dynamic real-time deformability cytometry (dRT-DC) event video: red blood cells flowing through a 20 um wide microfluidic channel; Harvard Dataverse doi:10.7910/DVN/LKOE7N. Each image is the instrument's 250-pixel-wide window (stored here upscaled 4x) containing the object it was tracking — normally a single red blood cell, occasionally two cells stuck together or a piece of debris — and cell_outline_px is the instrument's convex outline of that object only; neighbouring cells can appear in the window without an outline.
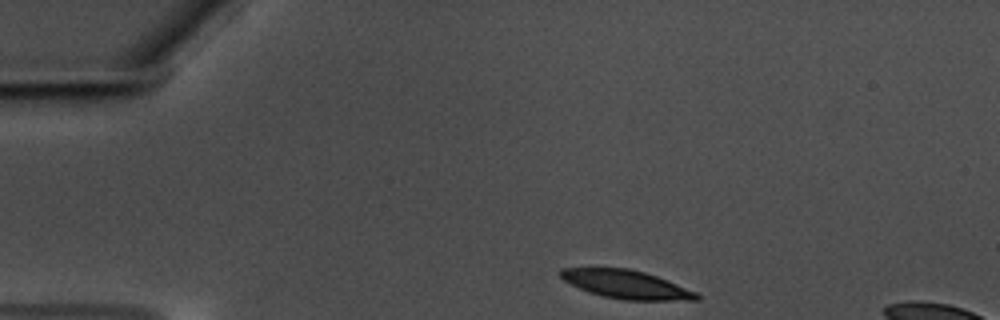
{"species": "common noctule bat (a hibernating species)", "species_latin": "Nyctalus noctula", "temperature_condition": "warm", "stored_images_in_passage": 38, "camera_frame_rate_fps": 3000, "um_per_image_px": 0.085, "animal": {"sex": "male", "body_mass_g": 17.5, "forearm_length_mm": 52.3}, "frame": {"image": 1, "passage_image": 1, "time_ms": 0.0, "image_size_px": [1000, 320], "cell_outline_px": [[700, 300], [624, 300], [604, 296], [588, 292], [564, 280], [560, 276], [560, 268], [628, 268], [644, 272], [668, 280], [696, 292], [700, 296]], "centroid_in_image_um": [53.25, 24.17], "position_along_channel_um": 31.7, "area_um2": 22.31}}
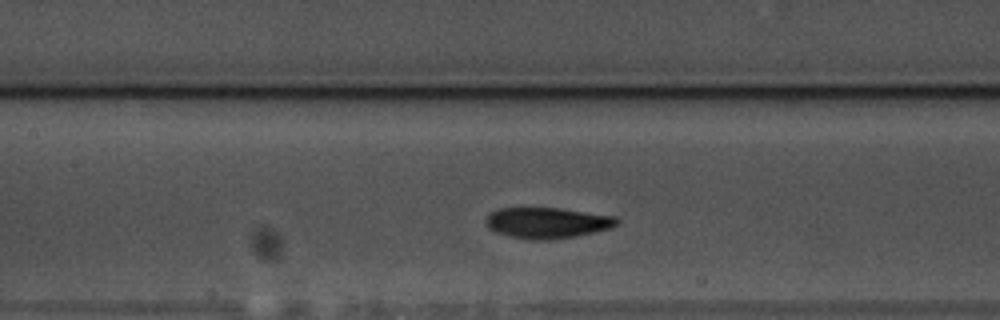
{"frame": {"image": 2, "passage_image": 17, "time_ms": 5.333, "image_size_px": [1000, 320], "cell_outline_px": [[620, 224], [612, 228], [576, 236], [552, 240], [528, 240], [508, 236], [496, 232], [488, 228], [484, 224], [484, 220], [492, 212], [500, 208], [560, 208], [616, 216], [620, 220]], "centroid_in_image_um": [46.54, 18.95], "position_along_channel_um": 160.9, "area_um2": 23.93}}
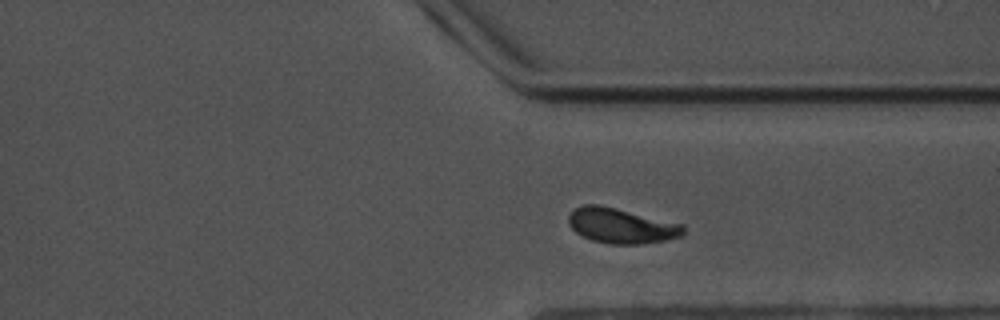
{"frame": {"image": 3, "passage_image": 34, "time_ms": 11.0, "image_size_px": [1000, 320], "cell_outline_px": [[684, 236], [664, 240], [640, 244], [612, 244], [592, 240], [576, 232], [568, 224], [568, 216], [576, 208], [584, 204], [600, 204], [684, 224]], "centroid_in_image_um": [52.83, 19.18], "position_along_channel_um": 358.6, "area_um2": 23.52}, "authors_computed_cell_mechanics": {"area_um2": 23.5824, "velocity_mm_per_s": 3.4923, "shape_relaxation_time_tau1_ms": 3.3521, "shape_relaxation_time_tau2_ms": 1.3387, "deformation_change_tau1": 0.143, "deformation_change_tau2": 0.0619}}